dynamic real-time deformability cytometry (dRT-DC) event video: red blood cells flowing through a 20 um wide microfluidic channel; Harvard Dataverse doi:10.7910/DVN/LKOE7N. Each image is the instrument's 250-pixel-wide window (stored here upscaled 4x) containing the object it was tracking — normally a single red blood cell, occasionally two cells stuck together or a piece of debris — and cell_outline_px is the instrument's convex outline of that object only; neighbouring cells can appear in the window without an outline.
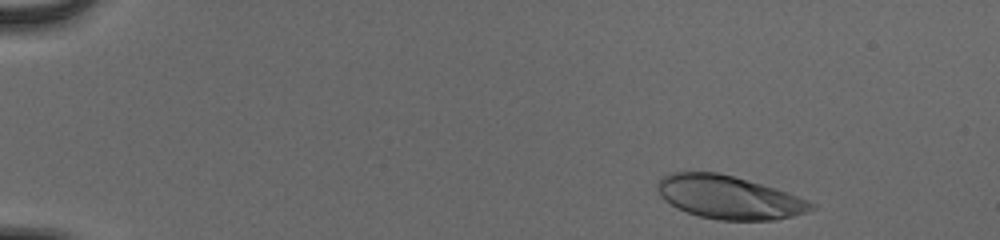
{"species": "human", "species_latin": "Homo sapiens", "temperature_condition": "cold", "stored_images_in_passage": 44, "camera_frame_rate_fps": 3000, "um_per_image_px": 0.085, "donor": {"sex": "male"}, "frame": {"image": 1, "passage_image": 3, "time_ms": 0.667, "image_size_px": [1000, 240], "cell_outline_px": [[816, 208], [808, 212], [776, 220], [716, 220], [700, 216], [676, 208], [664, 200], [660, 196], [656, 188], [656, 184], [664, 176], [672, 172], [716, 172], [732, 176], [776, 188], [808, 200], [816, 204]], "centroid_in_image_um": [61.96, 16.78], "position_along_channel_um": 23.0, "area_um2": 38.73}}
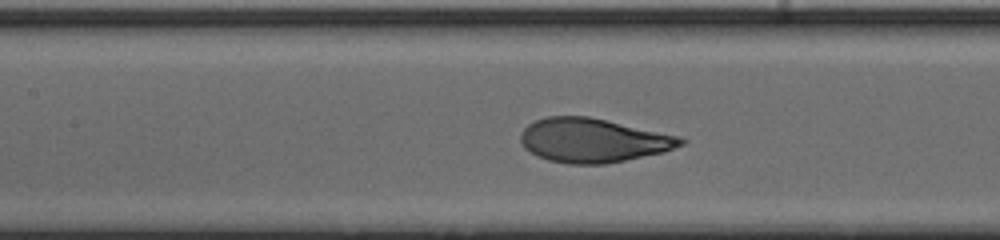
{"frame": {"image": 2, "passage_image": 23, "time_ms": 7.333, "image_size_px": [1000, 240], "cell_outline_px": [[688, 140], [684, 144], [664, 152], [604, 164], [568, 164], [548, 160], [524, 148], [520, 140], [520, 136], [524, 128], [528, 124], [536, 120], [548, 116], [588, 116], [684, 136]], "centroid_in_image_um": [50.47, 11.92], "position_along_channel_um": 156.9, "area_um2": 41.27}}
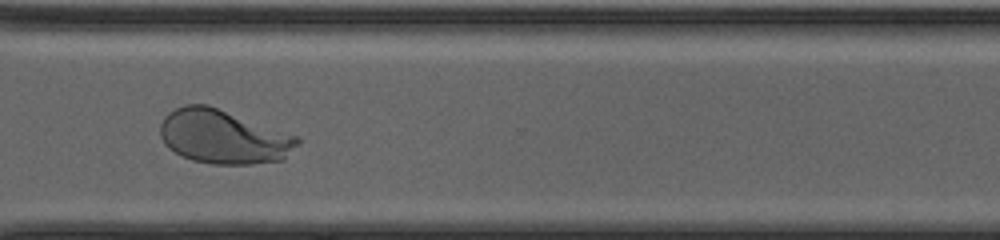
{"frame": {"image": 3, "passage_image": 38, "time_ms": 12.333, "image_size_px": [1000, 240], "cell_outline_px": [[300, 144], [284, 160], [252, 164], [212, 164], [192, 160], [180, 156], [168, 148], [164, 144], [160, 136], [160, 124], [164, 116], [168, 112], [184, 104], [208, 104], [300, 136]], "centroid_in_image_um": [19.01, 11.62], "position_along_channel_um": 351.6, "area_um2": 43.93}, "authors_computed_cell_mechanics": {"area_um2": 41.1247, "velocity_mm_per_s": 3.8954, "shape_relaxation_time_tau1_ms": 3.111, "shape_relaxation_time_tau2_ms": null, "deformation_change_tau1": 0.1719, "deformation_change_tau2": null}}